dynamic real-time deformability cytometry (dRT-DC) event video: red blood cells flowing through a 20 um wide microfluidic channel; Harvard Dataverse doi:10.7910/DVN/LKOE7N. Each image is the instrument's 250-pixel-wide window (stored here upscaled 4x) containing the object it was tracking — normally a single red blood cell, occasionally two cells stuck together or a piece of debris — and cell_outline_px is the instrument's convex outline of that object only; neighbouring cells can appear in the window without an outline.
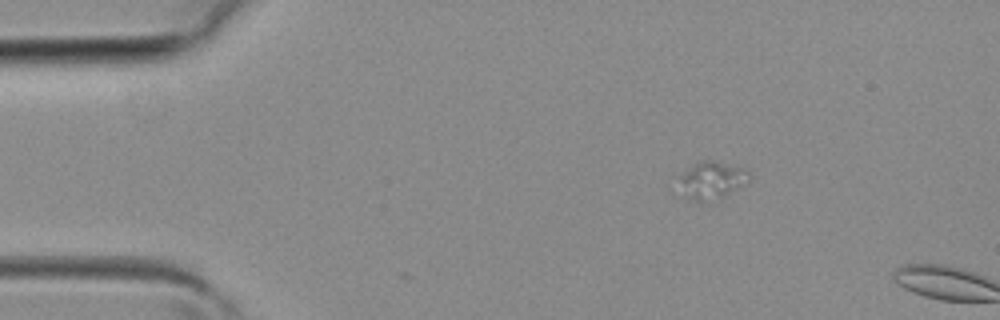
{"species": "common noctule bat (a hibernating species)", "species_latin": "Nyctalus noctula", "temperature_condition": "room temperature", "stored_images_in_passage": 3, "camera_frame_rate_fps": 3000, "um_per_image_px": 0.085, "animal": {"sex": "female", "body_mass_g": 19.3, "forearm_length_mm": 54.1}, "frame": {"image": 1, "passage_image": 1, "time_ms": 0.0, "image_size_px": [1000, 320], "cell_outline_px": [[748, 184], [720, 196], [700, 200], [692, 200], [688, 196], [680, 180], [680, 176], [684, 172], [700, 160], [712, 160], [744, 168], [748, 172]], "centroid_in_image_um": [60.57, 15.25], "position_along_channel_um": 24.4, "area_um2": 14.28}}